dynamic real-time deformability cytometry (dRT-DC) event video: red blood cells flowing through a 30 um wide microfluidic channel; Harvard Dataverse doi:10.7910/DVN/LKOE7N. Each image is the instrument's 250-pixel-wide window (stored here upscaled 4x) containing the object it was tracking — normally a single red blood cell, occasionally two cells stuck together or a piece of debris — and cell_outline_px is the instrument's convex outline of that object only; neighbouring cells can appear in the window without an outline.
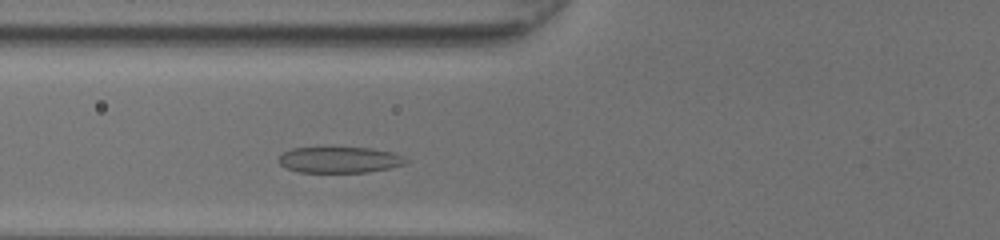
{"species": "common noctule bat (a hibernating species)", "species_latin": "Nyctalus noctula", "temperature_condition": "room temperature", "stored_images_in_passage": 28, "camera_frame_rate_fps": 3000, "um_per_image_px": 0.085, "animal": {"sex": "female", "body_mass_g": 20.0, "forearm_length_mm": 54.0}, "frame": {"image": 1, "passage_image": 6, "time_ms": 1.667, "image_size_px": [1000, 240], "cell_outline_px": [[408, 160], [404, 164], [388, 168], [368, 172], [300, 172], [288, 168], [280, 164], [280, 156], [284, 152], [292, 148], [332, 144], [372, 148], [392, 152]], "centroid_in_image_um": [28.83, 13.52], "position_along_channel_um": 97.0, "area_um2": 20.06}}
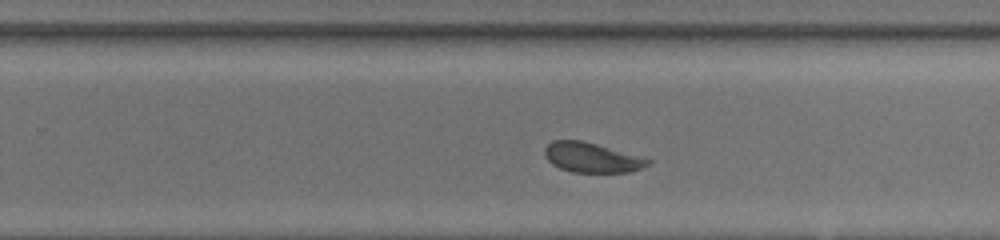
{"frame": {"image": 2, "passage_image": 19, "time_ms": 6.0, "image_size_px": [1000, 240], "cell_outline_px": [[652, 160], [648, 164], [640, 168], [628, 172], [572, 172], [560, 168], [552, 164], [544, 156], [544, 148], [552, 140], [580, 140], [644, 156]], "centroid_in_image_um": [50.29, 13.38], "position_along_channel_um": 279.5, "area_um2": 17.98}}
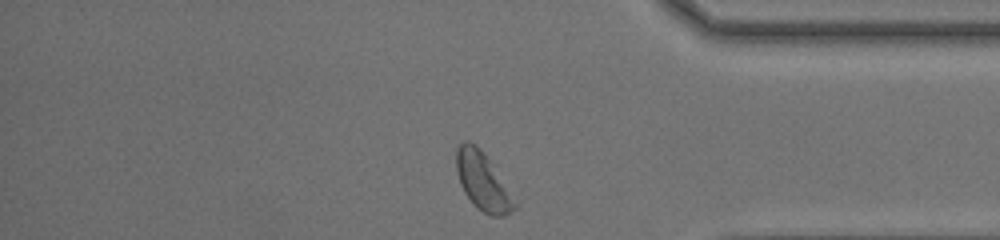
{"frame": {"image": 3, "passage_image": 28, "time_ms": 9.0, "image_size_px": [1000, 240], "cell_outline_px": [[516, 208], [504, 216], [492, 216], [476, 208], [472, 204], [464, 192], [460, 184], [456, 172], [456, 148], [464, 140], [468, 140], [476, 144], [488, 160], [516, 204]], "centroid_in_image_um": [40.95, 15.42], "position_along_channel_um": 394.2, "area_um2": 19.02}, "authors_computed_cell_mechanics": {"area_um2": 18.6405, "velocity_mm_per_s": 4.205, "shape_relaxation_time_tau1_ms": 6.6674, "shape_relaxation_time_tau2_ms": 1.2153, "deformation_change_tau1": 0.1263, "deformation_change_tau2": 0.0745}}